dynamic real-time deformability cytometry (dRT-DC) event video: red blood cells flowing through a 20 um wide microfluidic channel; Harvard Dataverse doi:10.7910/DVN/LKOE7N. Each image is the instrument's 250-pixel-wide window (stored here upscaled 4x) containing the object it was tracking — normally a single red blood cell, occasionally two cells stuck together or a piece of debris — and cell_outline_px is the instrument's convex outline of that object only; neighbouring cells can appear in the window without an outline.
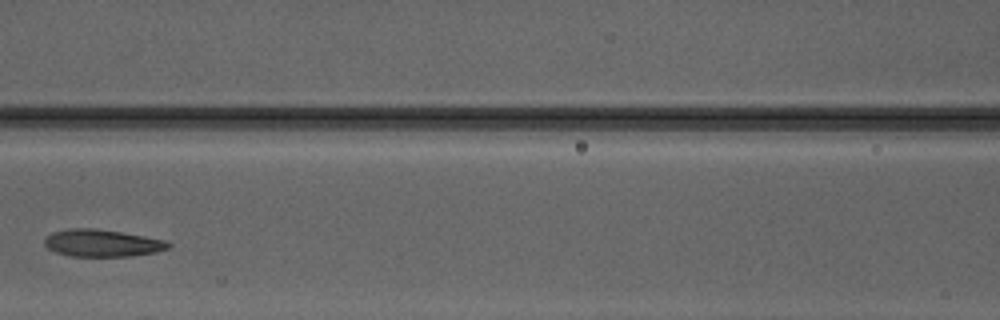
{"species": "Egyptian fruit bat (a non-hibernating species)", "species_latin": "Rousettus aegyptiacus", "temperature_condition": "warm", "stored_images_in_passage": 4, "camera_frame_rate_fps": 3000, "um_per_image_px": 0.085, "animal": {"sex": "male"}, "frame": {"image": 1, "passage_image": 3, "time_ms": 2.333, "image_size_px": [1000, 320], "cell_outline_px": [[172, 244], [168, 248], [156, 252], [132, 256], [72, 256], [56, 252], [48, 248], [44, 244], [44, 240], [52, 232], [76, 228], [96, 228], [144, 236], [164, 240]], "centroid_in_image_um": [8.69, 20.66], "position_along_channel_um": 157.9, "area_um2": 19.42}}
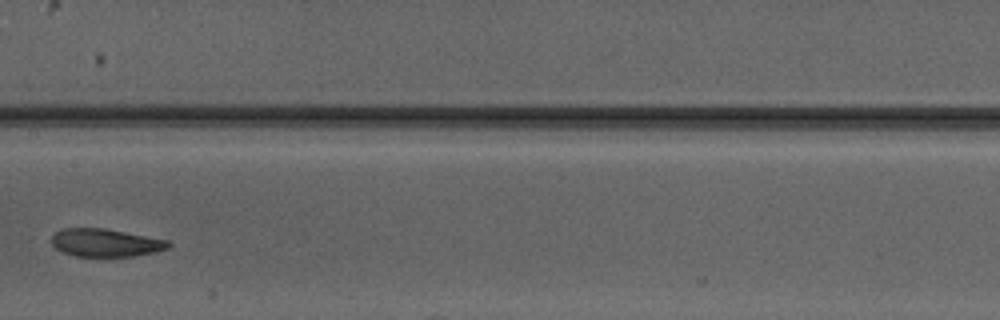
{"frame": {"image": 2, "passage_image": 4, "time_ms": 3.333, "image_size_px": [1000, 320], "cell_outline_px": [[172, 244], [168, 248], [156, 252], [132, 256], [76, 256], [64, 252], [56, 248], [52, 244], [52, 236], [56, 232], [64, 228], [104, 228], [168, 240]], "centroid_in_image_um": [8.99, 20.63], "position_along_channel_um": 198.4, "area_um2": 18.84}}